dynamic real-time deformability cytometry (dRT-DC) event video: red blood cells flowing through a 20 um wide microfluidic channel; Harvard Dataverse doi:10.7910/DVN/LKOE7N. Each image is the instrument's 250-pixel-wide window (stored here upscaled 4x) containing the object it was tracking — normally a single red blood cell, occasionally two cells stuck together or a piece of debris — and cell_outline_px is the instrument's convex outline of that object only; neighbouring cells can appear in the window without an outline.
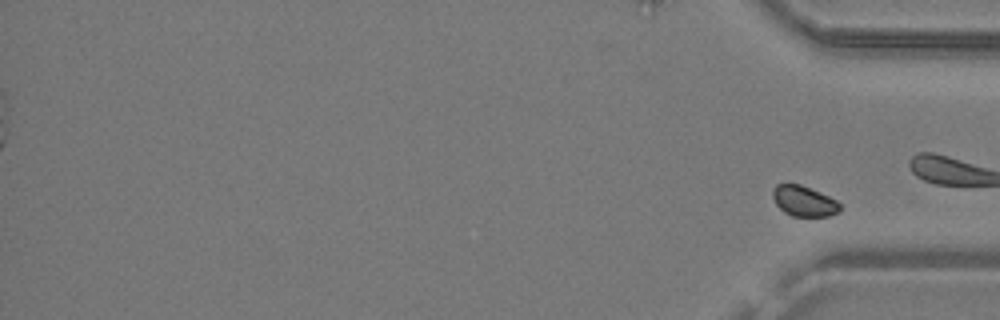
{"species": "common noctule bat (a hibernating species)", "species_latin": "Nyctalus noctula", "temperature_condition": "warm", "stored_images_in_passage": 30, "segment_of_instrument_passage": [2, 2], "camera_frame_rate_fps": 3000, "um_per_image_px": 0.085, "animal": {"sex": "male", "body_mass_g": 19.2, "forearm_length_mm": 51.8}, "frame": {"image": 1, "passage_image": 30, "time_ms": 9.667, "image_size_px": [1000, 320], "cell_outline_px": [[840, 212], [828, 216], [792, 216], [784, 212], [776, 204], [772, 196], [772, 188], [776, 184], [800, 184], [820, 192], [836, 200], [840, 204]], "centroid_in_image_um": [68.32, 17.09], "position_along_channel_um": 366.9, "area_um2": 11.96}}